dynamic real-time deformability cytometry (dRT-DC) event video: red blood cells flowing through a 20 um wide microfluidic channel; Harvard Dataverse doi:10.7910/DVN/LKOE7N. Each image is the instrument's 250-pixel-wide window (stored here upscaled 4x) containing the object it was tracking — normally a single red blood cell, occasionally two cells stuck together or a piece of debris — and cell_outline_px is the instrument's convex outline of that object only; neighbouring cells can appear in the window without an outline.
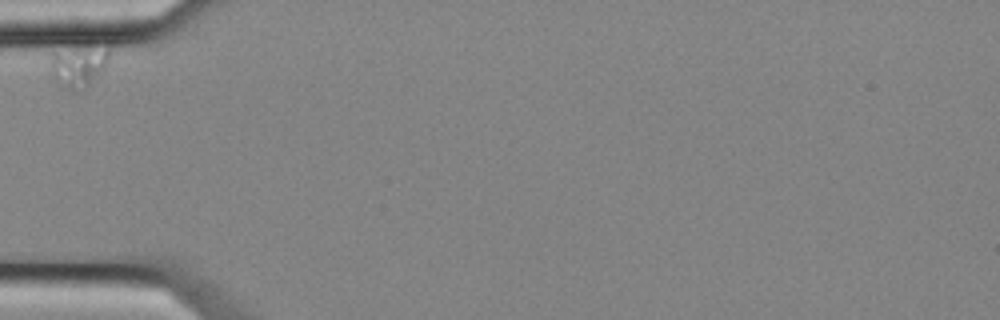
{"species": "common noctule bat (a hibernating species)", "species_latin": "Nyctalus noctula", "temperature_condition": "cold", "stored_images_in_passage": 2, "camera_frame_rate_fps": 3000, "um_per_image_px": 0.085, "animal": {"sex": "female", "body_mass_g": 25.1}, "frame": {"image": 1, "passage_image": 1, "time_ms": 0.0, "image_size_px": [1000, 320], "cell_outline_px": [[112, 52], [108, 64], [88, 84], [76, 92], [72, 92], [52, 80], [48, 72], [52, 52], [76, 48], [108, 44]], "centroid_in_image_um": [6.67, 5.59], "position_along_channel_um": 78.3, "area_um2": 14.8}}